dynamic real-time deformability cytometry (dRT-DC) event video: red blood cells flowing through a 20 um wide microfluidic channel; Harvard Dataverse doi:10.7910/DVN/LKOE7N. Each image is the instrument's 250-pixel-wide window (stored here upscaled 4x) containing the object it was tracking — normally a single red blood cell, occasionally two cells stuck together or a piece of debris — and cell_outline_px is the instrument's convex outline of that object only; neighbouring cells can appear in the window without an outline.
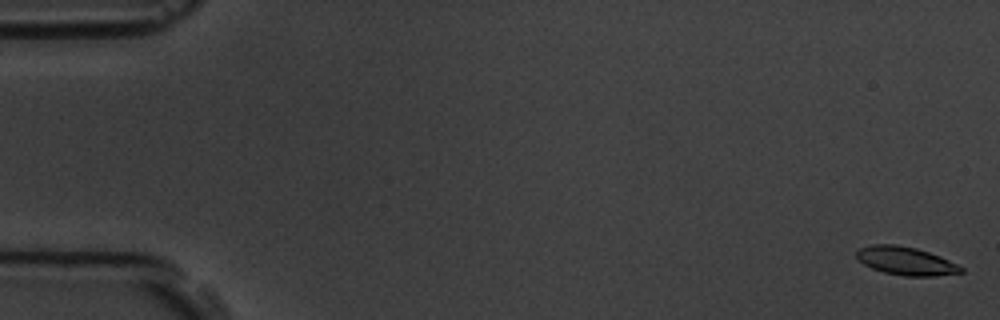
{"species": "common noctule bat (a hibernating species)", "species_latin": "Nyctalus noctula", "temperature_condition": "room temperature", "stored_images_in_passage": 7, "camera_frame_rate_fps": 3000, "um_per_image_px": 0.085, "animal": {"sex": "male", "body_mass_g": 19.5, "forearm_length_mm": 54.6}, "frame": {"image": 1, "passage_image": 1, "time_ms": 0.0, "image_size_px": [1000, 320], "cell_outline_px": [[964, 272], [936, 276], [904, 276], [884, 272], [872, 268], [864, 264], [856, 256], [856, 252], [860, 248], [872, 244], [896, 244], [916, 248], [940, 256], [964, 268]], "centroid_in_image_um": [77.0, 22.18], "position_along_channel_um": 8.0, "area_um2": 17.11}}
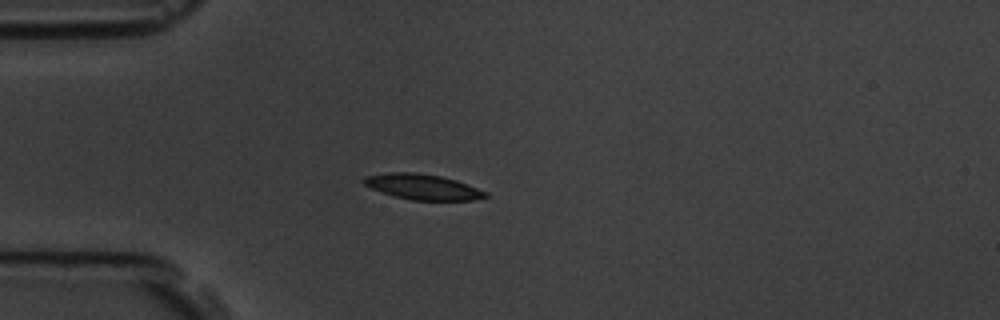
{"frame": {"image": 2, "passage_image": 5, "time_ms": 4.667, "image_size_px": [1000, 320], "cell_outline_px": [[488, 196], [472, 200], [412, 200], [392, 196], [380, 192], [364, 184], [360, 180], [364, 176], [392, 172], [416, 172], [440, 176], [456, 180], [488, 192]], "centroid_in_image_um": [35.89, 15.88], "position_along_channel_um": 49.1, "area_um2": 18.09}}
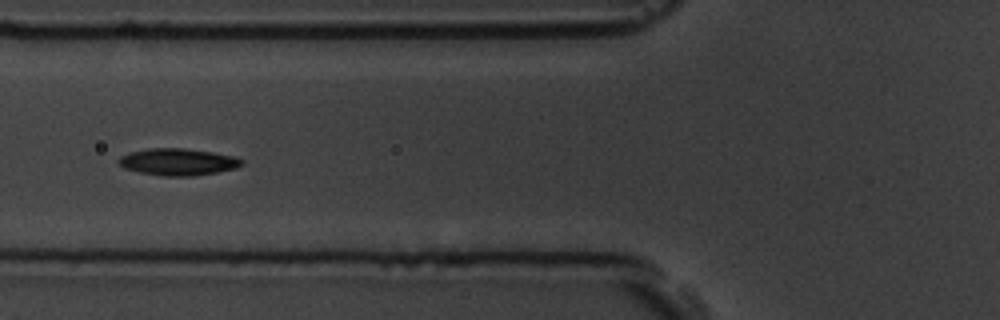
{"frame": {"image": 3, "passage_image": 7, "time_ms": 6.667, "image_size_px": [1000, 320], "cell_outline_px": [[244, 164], [236, 168], [216, 172], [192, 176], [164, 176], [140, 172], [124, 168], [116, 160], [120, 156], [128, 152], [148, 148], [184, 148], [212, 152], [232, 156], [244, 160]], "centroid_in_image_um": [15.1, 13.75], "position_along_channel_um": 110.7, "area_um2": 19.31}}